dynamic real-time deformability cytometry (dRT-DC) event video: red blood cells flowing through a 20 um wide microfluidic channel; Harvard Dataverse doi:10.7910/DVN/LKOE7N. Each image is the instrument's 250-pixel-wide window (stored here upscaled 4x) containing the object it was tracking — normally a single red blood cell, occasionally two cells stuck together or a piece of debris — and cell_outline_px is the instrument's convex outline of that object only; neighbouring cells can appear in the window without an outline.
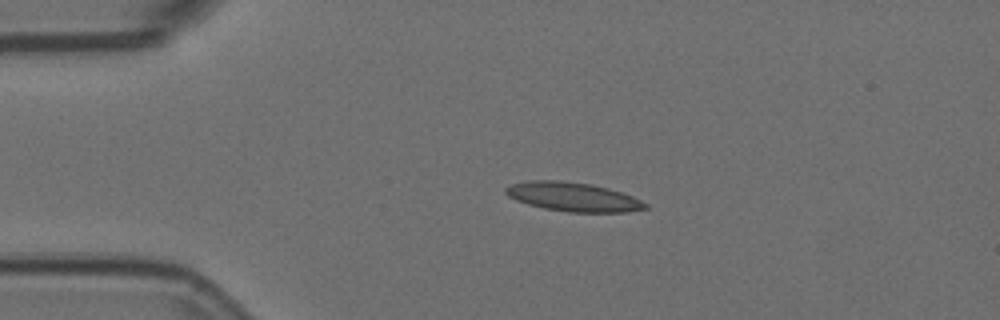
{"species": "Egyptian fruit bat (a non-hibernating species)", "species_latin": "Rousettus aegyptiacus", "temperature_condition": "room temperature", "stored_images_in_passage": 5, "camera_frame_rate_fps": 3000, "um_per_image_px": 0.085, "animal": {"sex": "female"}, "frame": {"image": 1, "passage_image": 3, "time_ms": 0.667, "image_size_px": [1000, 320], "cell_outline_px": [[648, 208], [628, 212], [568, 212], [544, 208], [528, 204], [516, 200], [508, 196], [504, 192], [504, 188], [512, 184], [528, 180], [560, 180], [592, 184], [608, 188], [632, 196], [648, 204]], "centroid_in_image_um": [48.7, 16.73], "position_along_channel_um": 36.3, "area_um2": 23.64}}
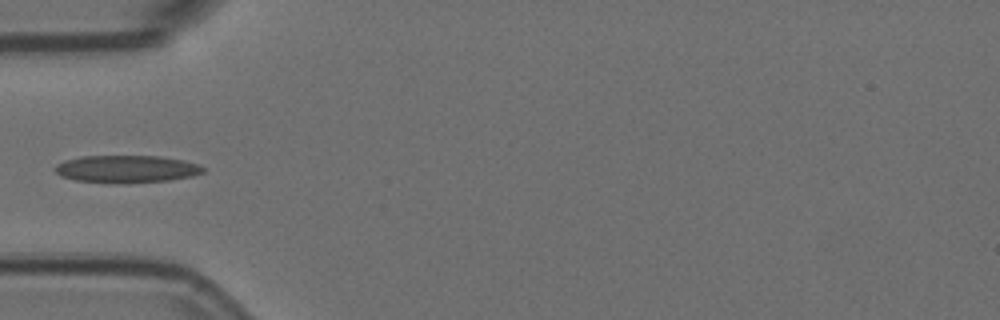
{"frame": {"image": 2, "passage_image": 5, "time_ms": 1.333, "image_size_px": [1000, 320], "cell_outline_px": [[204, 172], [192, 176], [168, 180], [124, 184], [76, 180], [60, 176], [52, 168], [56, 164], [64, 160], [80, 156], [160, 156], [184, 160], [200, 164], [204, 168]], "centroid_in_image_um": [10.74, 14.36], "position_along_channel_um": 74.3, "area_um2": 23.93}}